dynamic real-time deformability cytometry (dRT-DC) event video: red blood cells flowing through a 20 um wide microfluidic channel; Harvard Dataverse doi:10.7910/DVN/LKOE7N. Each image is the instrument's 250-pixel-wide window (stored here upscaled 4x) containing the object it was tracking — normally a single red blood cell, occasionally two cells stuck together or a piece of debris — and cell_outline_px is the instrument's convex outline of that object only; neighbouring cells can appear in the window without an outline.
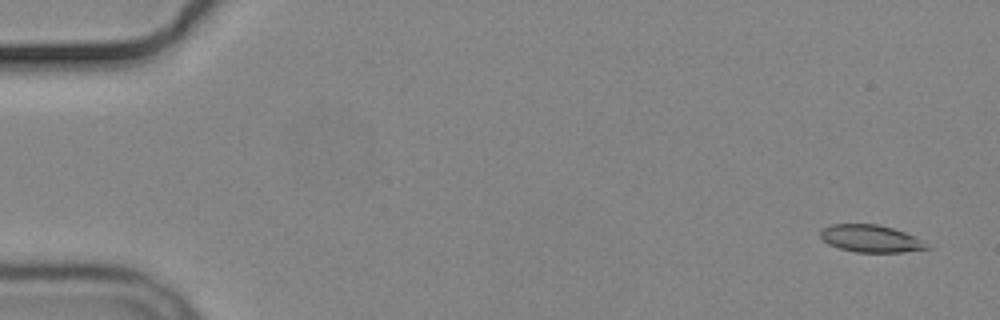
{"species": "common noctule bat (a hibernating species)", "species_latin": "Nyctalus noctula", "temperature_condition": "cold", "stored_images_in_passage": 6, "camera_frame_rate_fps": 3000, "um_per_image_px": 0.085, "animal": {"sex": "male", "body_mass_g": 19.2, "forearm_length_mm": 51.8}, "frame": {"image": 1, "passage_image": 1, "time_ms": 0.0, "image_size_px": [1000, 320], "cell_outline_px": [[932, 248], [904, 252], [856, 252], [840, 248], [828, 244], [820, 236], [820, 228], [832, 224], [876, 224], [892, 228], [904, 232], [920, 240]], "centroid_in_image_um": [73.97, 20.28], "position_along_channel_um": 11.0, "area_um2": 16.76}}
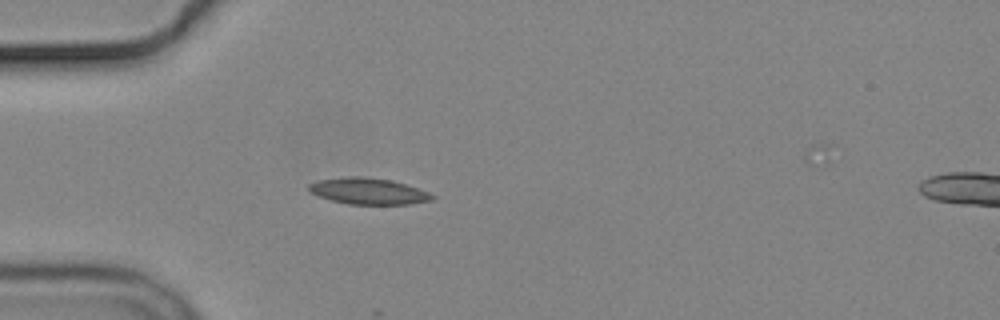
{"frame": {"image": 2, "passage_image": 5, "time_ms": 4.667, "image_size_px": [1000, 320], "cell_outline_px": [[436, 196], [432, 200], [408, 204], [348, 204], [332, 200], [320, 196], [312, 192], [308, 188], [308, 184], [320, 180], [352, 176], [360, 176], [392, 180], [428, 192]], "centroid_in_image_um": [31.33, 16.25], "position_along_channel_um": 53.7, "area_um2": 18.55}}